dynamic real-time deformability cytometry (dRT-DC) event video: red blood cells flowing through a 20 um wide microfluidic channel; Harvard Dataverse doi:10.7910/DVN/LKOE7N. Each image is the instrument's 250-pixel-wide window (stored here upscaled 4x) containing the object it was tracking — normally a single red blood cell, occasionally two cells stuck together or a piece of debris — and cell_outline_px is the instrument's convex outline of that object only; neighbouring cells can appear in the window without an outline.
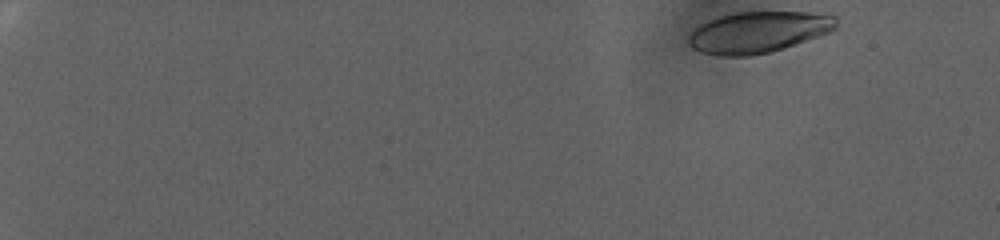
{"species": "human", "species_latin": "Homo sapiens", "temperature_condition": "warm", "stored_images_in_passage": 61, "camera_frame_rate_fps": 3000, "um_per_image_px": 0.085, "donor": {"sex": "female"}, "frame": {"image": 1, "passage_image": 1, "time_ms": 0.0, "image_size_px": [1000, 240], "cell_outline_px": [[836, 28], [828, 32], [784, 48], [772, 52], [752, 56], [720, 56], [700, 52], [692, 48], [688, 44], [688, 32], [700, 24], [708, 20], [732, 12], [812, 12], [836, 16]], "centroid_in_image_um": [64.39, 2.74], "position_along_channel_um": 20.6, "area_um2": 35.72}}
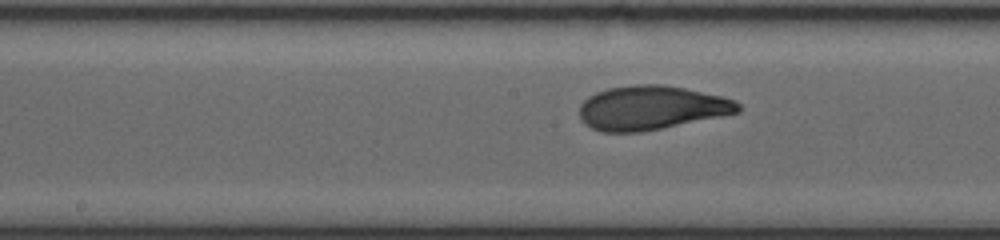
{"frame": {"image": 2, "passage_image": 34, "time_ms": 11.0, "image_size_px": [1000, 240], "cell_outline_px": [[740, 112], [640, 132], [600, 132], [584, 124], [580, 120], [580, 104], [588, 96], [596, 92], [608, 88], [636, 84], [660, 84], [684, 88], [720, 96], [736, 100], [740, 104]], "centroid_in_image_um": [55.31, 9.16], "position_along_channel_um": 192.9, "area_um2": 40.52}}
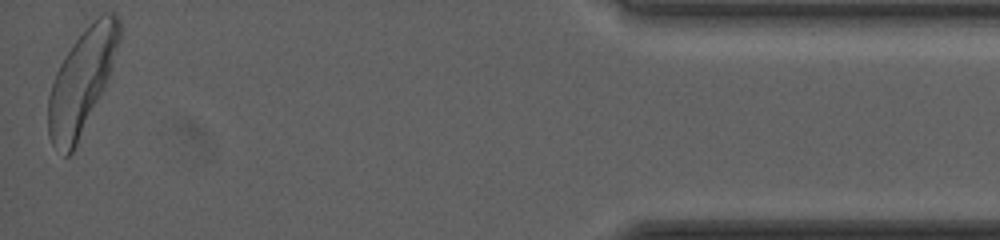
{"frame": {"image": 3, "passage_image": 61, "time_ms": 20.0, "image_size_px": [1000, 240], "cell_outline_px": [[120, 40], [112, 68], [76, 144], [72, 152], [68, 156], [64, 156], [52, 144], [48, 136], [48, 96], [56, 72], [60, 64], [72, 44], [100, 12], [112, 12], [120, 20]], "centroid_in_image_um": [6.93, 6.86], "position_along_channel_um": 428.3, "area_um2": 41.85}, "authors_computed_cell_mechanics": {"area_um2": 39.7664, "velocity_mm_per_s": 2.5281, "shape_relaxation_time_tau1_ms": 5.2059, "shape_relaxation_time_tau2_ms": 1.5424, "deformation_change_tau1": 0.1929, "deformation_change_tau2": 0.0761}}